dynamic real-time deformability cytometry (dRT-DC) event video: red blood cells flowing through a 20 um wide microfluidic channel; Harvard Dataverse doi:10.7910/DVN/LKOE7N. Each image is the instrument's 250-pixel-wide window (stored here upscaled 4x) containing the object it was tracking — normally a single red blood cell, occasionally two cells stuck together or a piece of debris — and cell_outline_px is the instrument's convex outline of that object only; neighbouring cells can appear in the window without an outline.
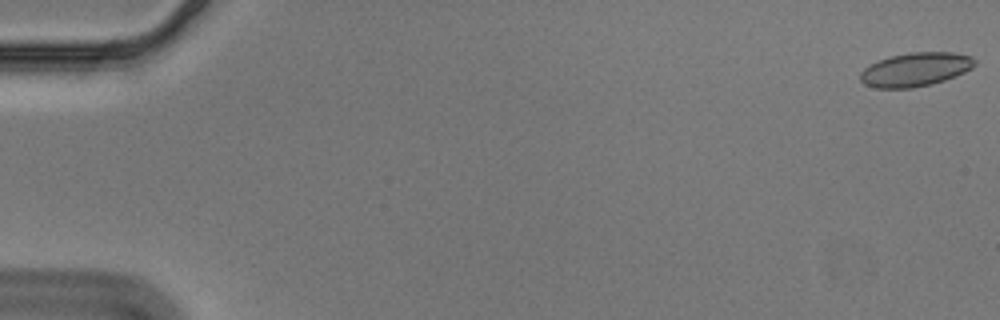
{"species": "Egyptian fruit bat (a non-hibernating species)", "species_latin": "Rousettus aegyptiacus", "temperature_condition": "cold", "stored_images_in_passage": 57, "camera_frame_rate_fps": 3000, "um_per_image_px": 0.085, "animal": {"sex": "male"}, "frame": {"image": 1, "passage_image": 1, "time_ms": 0.0, "image_size_px": [1000, 320], "cell_outline_px": [[976, 64], [972, 68], [956, 76], [944, 80], [912, 88], [876, 88], [864, 84], [860, 80], [860, 72], [864, 68], [880, 60], [892, 56], [908, 52], [952, 52], [972, 56], [976, 60]], "centroid_in_image_um": [77.83, 5.9], "position_along_channel_um": 7.2, "area_um2": 22.43}}
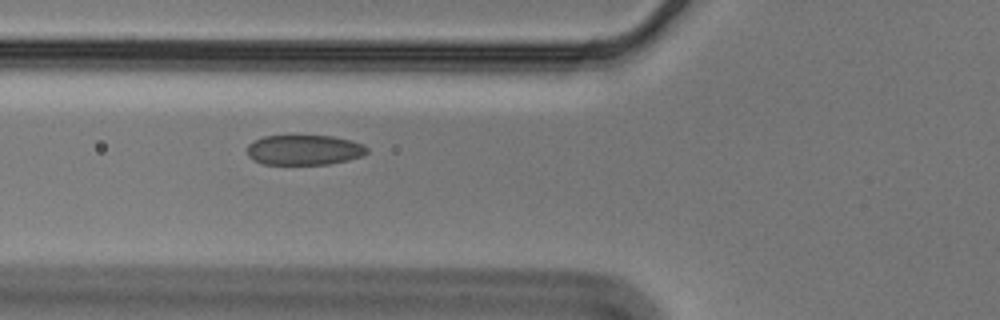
{"frame": {"image": 2, "passage_image": 22, "time_ms": 7.0, "image_size_px": [1000, 320], "cell_outline_px": [[368, 152], [364, 156], [348, 160], [328, 164], [264, 164], [252, 160], [248, 156], [248, 144], [252, 140], [264, 136], [332, 136], [352, 140], [364, 144], [368, 148]], "centroid_in_image_um": [25.88, 12.74], "position_along_channel_um": 99.9, "area_um2": 21.21}}
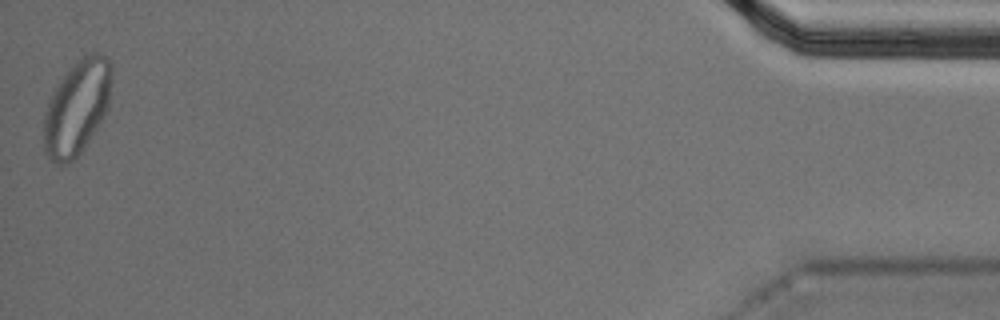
{"frame": {"image": 3, "passage_image": 57, "time_ms": 18.667, "image_size_px": [1000, 320], "cell_outline_px": [[112, 76], [108, 108], [84, 148], [76, 160], [60, 168], [44, 152], [44, 112], [52, 92], [60, 80], [84, 52], [100, 52], [112, 64]], "centroid_in_image_um": [6.54, 9.15], "position_along_channel_um": 428.7, "area_um2": 37.86}, "authors_computed_cell_mechanics": {"area_um2": 22.542, "velocity_mm_per_s": 3.5565, "shape_relaxation_time_tau1_ms": null, "shape_relaxation_time_tau2_ms": 1.2092, "deformation_change_tau1": null, "deformation_change_tau2": 0.0588}}